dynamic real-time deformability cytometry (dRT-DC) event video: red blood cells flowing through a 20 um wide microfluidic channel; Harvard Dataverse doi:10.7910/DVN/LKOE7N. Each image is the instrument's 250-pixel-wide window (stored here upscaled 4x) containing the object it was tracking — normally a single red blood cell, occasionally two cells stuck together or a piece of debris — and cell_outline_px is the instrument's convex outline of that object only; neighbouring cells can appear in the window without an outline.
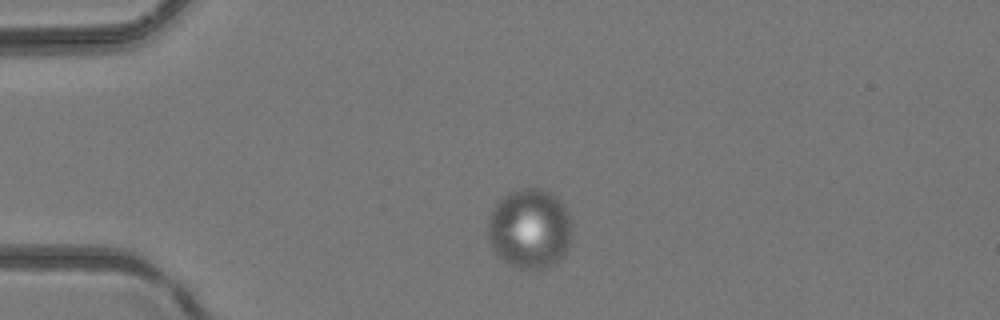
{"species": "common noctule bat (a hibernating species)", "species_latin": "Nyctalus noctula", "temperature_condition": "room temperature", "stored_images_in_passage": 3, "camera_frame_rate_fps": 3000, "um_per_image_px": 0.085, "animal": {"sex": "female", "body_mass_g": 24.6, "forearm_length_mm": 56.2}, "frame": {"image": 1, "passage_image": 1, "time_ms": 0.0, "image_size_px": [1000, 320], "cell_outline_px": [[572, 232], [568, 248], [560, 260], [556, 264], [548, 268], [520, 268], [508, 264], [496, 256], [488, 236], [488, 220], [492, 208], [508, 192], [520, 188], [540, 188], [556, 196], [560, 200], [568, 212]], "centroid_in_image_um": [45.03, 19.44], "position_along_channel_um": 40.0, "area_um2": 39.42}}